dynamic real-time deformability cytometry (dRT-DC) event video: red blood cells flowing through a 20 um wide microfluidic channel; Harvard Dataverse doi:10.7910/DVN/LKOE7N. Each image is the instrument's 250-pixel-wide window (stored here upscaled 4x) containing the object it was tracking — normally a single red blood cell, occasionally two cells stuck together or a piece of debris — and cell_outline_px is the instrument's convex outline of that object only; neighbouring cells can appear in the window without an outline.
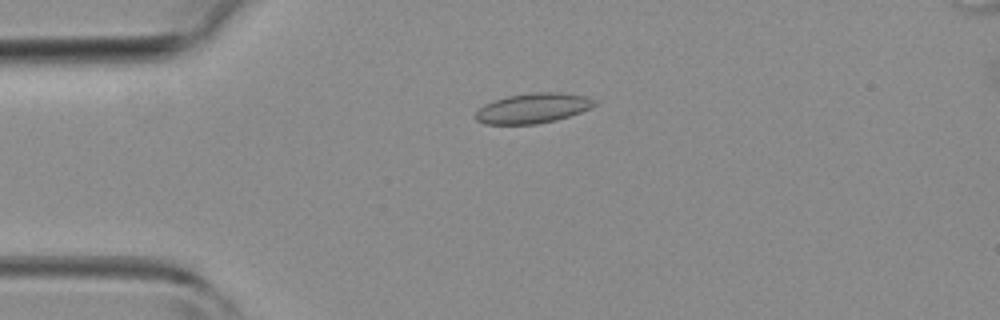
{"species": "common noctule bat (a hibernating species)", "species_latin": "Nyctalus noctula", "temperature_condition": "room temperature", "stored_images_in_passage": 2, "camera_frame_rate_fps": 3000, "um_per_image_px": 0.085, "animal": {"sex": "female", "body_mass_g": 19.3, "forearm_length_mm": 54.1}, "frame": {"image": 1, "passage_image": 1, "time_ms": 0.0, "image_size_px": [1000, 320], "cell_outline_px": [[596, 104], [592, 108], [556, 120], [536, 124], [484, 124], [476, 120], [476, 112], [484, 104], [508, 96], [532, 92], [560, 92], [588, 96], [596, 100]], "centroid_in_image_um": [45.33, 9.19], "position_along_channel_um": 39.7, "area_um2": 20.81}}
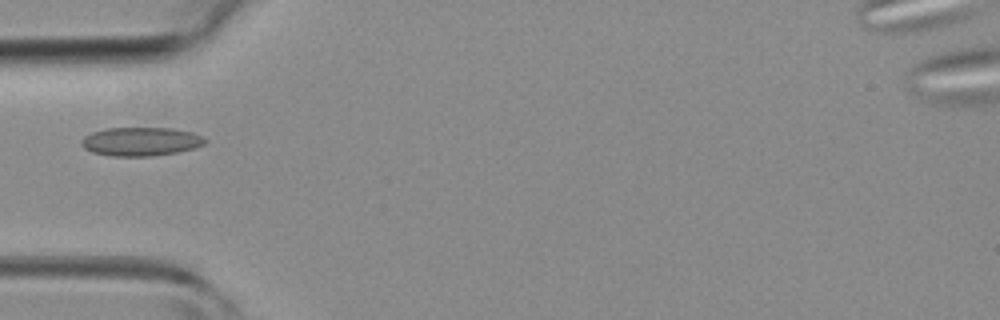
{"frame": {"image": 2, "passage_image": 2, "time_ms": 1.333, "image_size_px": [1000, 320], "cell_outline_px": [[208, 140], [204, 144], [196, 148], [176, 152], [152, 156], [112, 156], [92, 152], [84, 148], [80, 144], [84, 136], [92, 132], [108, 128], [172, 128], [192, 132], [204, 136]], "centroid_in_image_um": [12.0, 12.03], "position_along_channel_um": 73.0, "area_um2": 20.75}}